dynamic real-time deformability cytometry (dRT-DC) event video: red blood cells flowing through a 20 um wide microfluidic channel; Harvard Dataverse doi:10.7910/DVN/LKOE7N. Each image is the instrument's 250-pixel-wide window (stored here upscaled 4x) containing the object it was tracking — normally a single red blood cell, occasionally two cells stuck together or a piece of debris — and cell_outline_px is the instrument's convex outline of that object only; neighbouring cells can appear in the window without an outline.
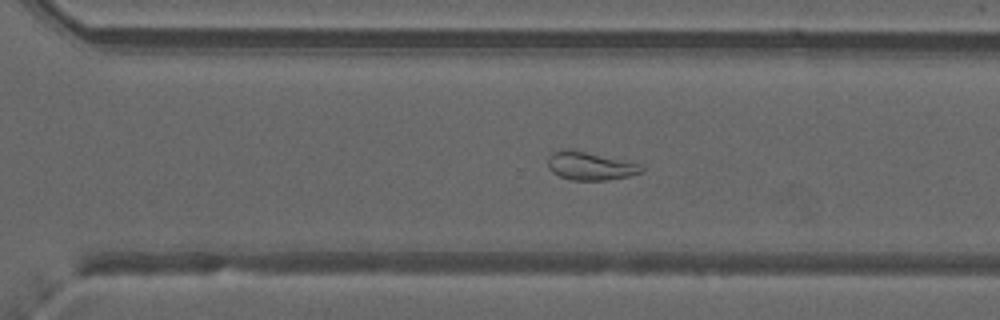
{"species": "common noctule bat (a hibernating species)", "species_latin": "Nyctalus noctula", "temperature_condition": "warm", "stored_images_in_passage": 51, "segment_of_instrument_passage": [2, 2], "camera_frame_rate_fps": 3000, "um_per_image_px": 0.085, "animal": {"sex": "male", "forearm_length_mm": 52.5}, "frame": {"image": 1, "passage_image": 36, "time_ms": 11.667, "image_size_px": [1000, 320], "cell_outline_px": [[644, 172], [628, 176], [604, 180], [572, 180], [560, 176], [552, 172], [548, 168], [548, 156], [552, 152], [560, 148], [568, 148], [640, 164], [644, 168]], "centroid_in_image_um": [50.12, 14.09], "position_along_channel_um": 320.5, "area_um2": 15.37}}
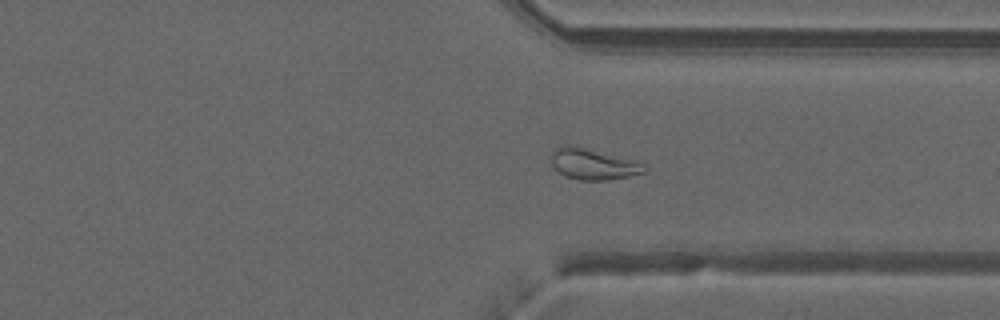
{"frame": {"image": 2, "passage_image": 39, "time_ms": 12.667, "image_size_px": [1000, 320], "cell_outline_px": [[648, 168], [644, 172], [632, 176], [608, 180], [580, 180], [564, 176], [552, 164], [552, 152], [556, 148], [564, 144], [572, 144], [640, 160]], "centroid_in_image_um": [50.49, 13.92], "position_along_channel_um": 360.9, "area_um2": 17.34}}
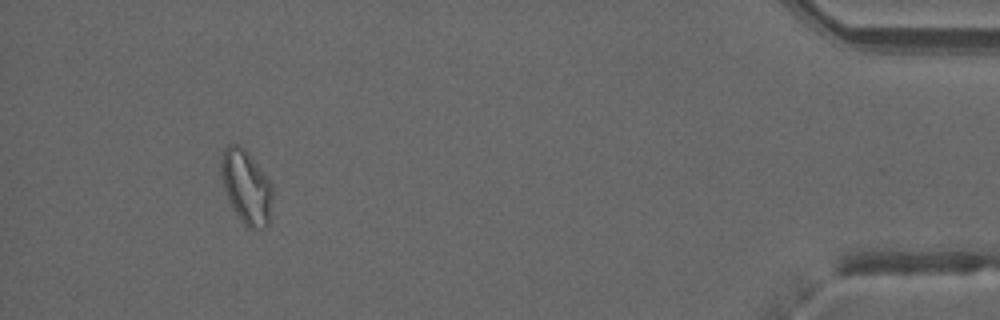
{"frame": {"image": 3, "passage_image": 48, "time_ms": 15.667, "image_size_px": [1000, 320], "cell_outline_px": [[272, 196], [268, 224], [256, 228], [248, 228], [240, 220], [232, 208], [228, 200], [224, 188], [220, 172], [220, 160], [224, 148], [228, 144], [236, 144], [244, 148], [248, 152], [272, 184]], "centroid_in_image_um": [20.9, 15.86], "position_along_channel_um": 414.3, "area_um2": 21.96}}